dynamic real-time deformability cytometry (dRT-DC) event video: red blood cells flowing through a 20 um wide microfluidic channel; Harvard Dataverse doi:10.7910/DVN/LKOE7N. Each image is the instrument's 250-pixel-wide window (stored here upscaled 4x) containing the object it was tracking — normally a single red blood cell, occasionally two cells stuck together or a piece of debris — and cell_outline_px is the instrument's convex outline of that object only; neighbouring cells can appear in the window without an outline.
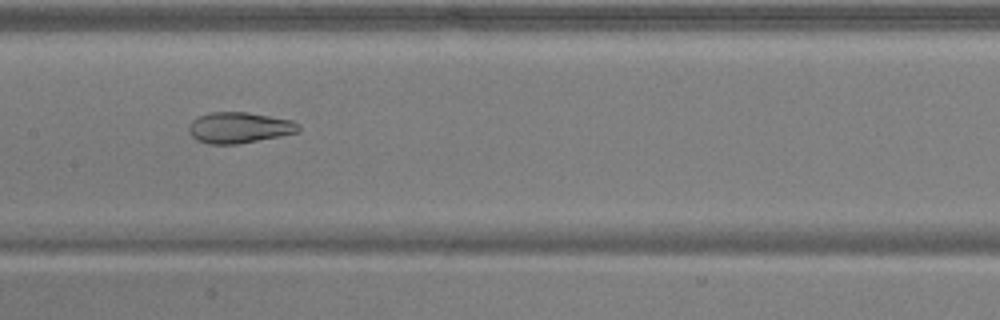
{"species": "common noctule bat (a hibernating species)", "species_latin": "Nyctalus noctula", "temperature_condition": "warm", "stored_images_in_passage": 40, "camera_frame_rate_fps": 3000, "um_per_image_px": 0.085, "animal": {"sex": "male", "body_mass_g": 17.9, "forearm_length_mm": 54.2}, "frame": {"image": 1, "passage_image": 15, "time_ms": 4.667, "image_size_px": [1000, 320], "cell_outline_px": [[300, 132], [280, 136], [236, 144], [208, 144], [196, 140], [188, 132], [188, 128], [192, 120], [200, 116], [212, 112], [248, 112], [292, 120], [300, 124]], "centroid_in_image_um": [20.34, 10.85], "position_along_channel_um": 187.1, "area_um2": 19.83}}
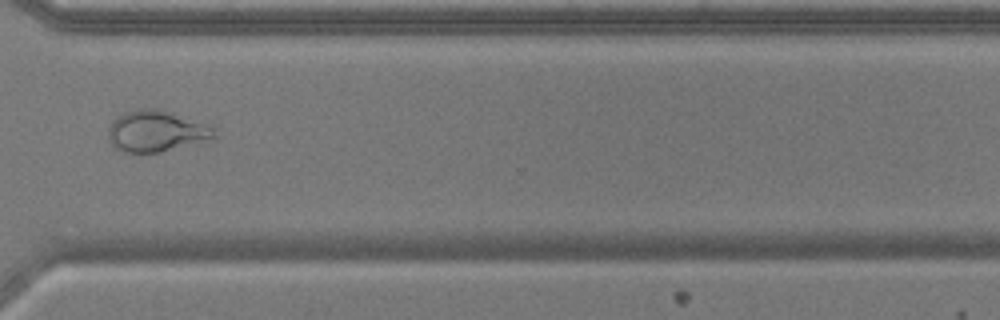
{"frame": {"image": 2, "passage_image": 28, "time_ms": 9.0, "image_size_px": [1000, 320], "cell_outline_px": [[216, 140], [160, 152], [140, 156], [124, 152], [116, 148], [108, 140], [108, 128], [112, 120], [124, 112], [140, 108], [156, 108], [212, 128], [216, 136]], "centroid_in_image_um": [13.21, 11.22], "position_along_channel_um": 357.4, "area_um2": 25.72}}
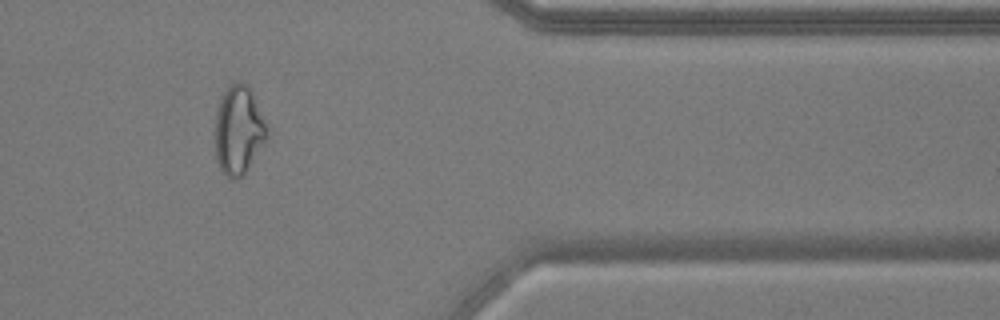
{"frame": {"image": 3, "passage_image": 32, "time_ms": 10.333, "image_size_px": [1000, 320], "cell_outline_px": [[268, 128], [264, 144], [248, 168], [236, 180], [228, 180], [220, 168], [216, 160], [216, 112], [220, 100], [228, 84], [236, 80], [240, 80], [252, 92]], "centroid_in_image_um": [20.27, 11.07], "position_along_channel_um": 391.1, "area_um2": 26.65}, "authors_computed_cell_mechanics": {"area_um2": 23.5535, "velocity_mm_per_s": 3.9364, "shape_relaxation_time_tau1_ms": null, "shape_relaxation_time_tau2_ms": 2.0277, "deformation_change_tau1": null, "deformation_change_tau2": 0.0701}}